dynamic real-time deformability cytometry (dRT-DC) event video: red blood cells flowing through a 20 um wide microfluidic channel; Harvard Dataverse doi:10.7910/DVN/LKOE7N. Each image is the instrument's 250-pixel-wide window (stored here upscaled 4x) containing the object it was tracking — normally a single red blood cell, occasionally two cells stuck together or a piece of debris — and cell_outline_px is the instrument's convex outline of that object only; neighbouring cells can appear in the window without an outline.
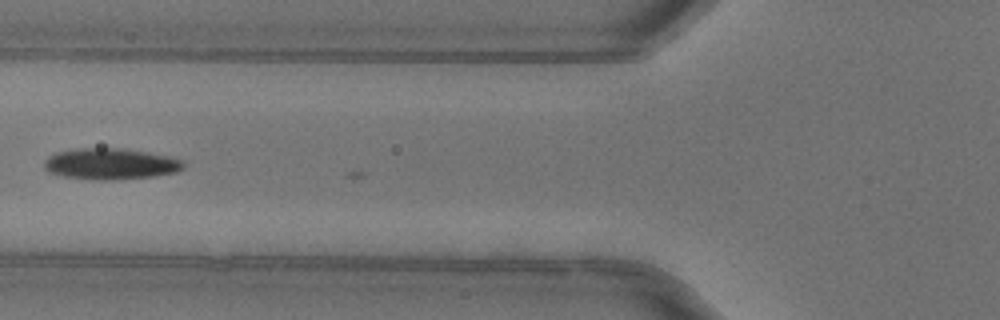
{"species": "common noctule bat (a hibernating species)", "species_latin": "Nyctalus noctula", "temperature_condition": "warm", "stored_images_in_passage": 3, "camera_frame_rate_fps": 3000, "um_per_image_px": 0.085, "animal": {"sex": "female"}, "frame": {"image": 1, "passage_image": 2, "time_ms": 0.333, "image_size_px": [1000, 320], "cell_outline_px": [[184, 168], [176, 172], [152, 176], [112, 180], [92, 180], [64, 176], [48, 172], [44, 168], [44, 160], [48, 156], [56, 152], [80, 148], [120, 148], [148, 152], [172, 156], [184, 160]], "centroid_in_image_um": [9.41, 13.92], "position_along_channel_um": 116.4, "area_um2": 25.49}}